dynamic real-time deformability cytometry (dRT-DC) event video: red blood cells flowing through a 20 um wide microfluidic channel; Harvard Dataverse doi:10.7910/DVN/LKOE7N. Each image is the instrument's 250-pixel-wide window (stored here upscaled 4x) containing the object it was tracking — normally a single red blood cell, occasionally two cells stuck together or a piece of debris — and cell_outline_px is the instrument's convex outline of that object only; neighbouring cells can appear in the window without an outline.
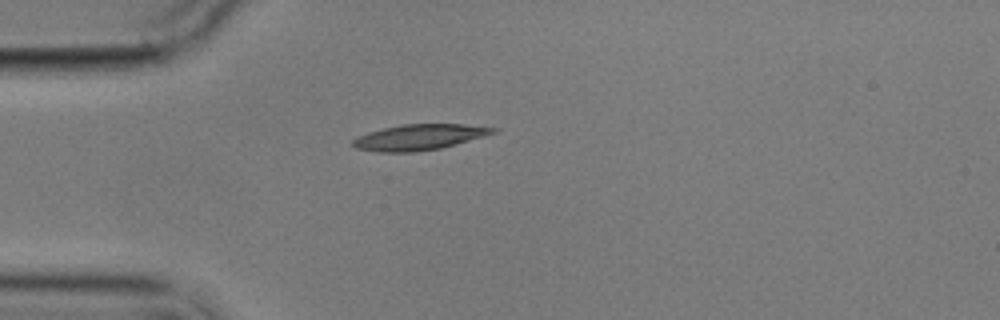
{"species": "common noctule bat (a hibernating species)", "species_latin": "Nyctalus noctula", "temperature_condition": "cold", "stored_images_in_passage": 1, "camera_frame_rate_fps": 3000, "um_per_image_px": 0.085, "animal": {"sex": "male", "body_mass_g": 17.9}, "frame": {"image": 1, "passage_image": 1, "time_ms": 0.0, "image_size_px": [1000, 320], "cell_outline_px": [[500, 128], [496, 132], [484, 136], [456, 144], [440, 148], [416, 152], [376, 152], [356, 148], [352, 144], [352, 140], [356, 136], [368, 132], [384, 128], [404, 124], [460, 124]], "centroid_in_image_um": [35.61, 11.66], "position_along_channel_um": 49.4, "area_um2": 20.98}}